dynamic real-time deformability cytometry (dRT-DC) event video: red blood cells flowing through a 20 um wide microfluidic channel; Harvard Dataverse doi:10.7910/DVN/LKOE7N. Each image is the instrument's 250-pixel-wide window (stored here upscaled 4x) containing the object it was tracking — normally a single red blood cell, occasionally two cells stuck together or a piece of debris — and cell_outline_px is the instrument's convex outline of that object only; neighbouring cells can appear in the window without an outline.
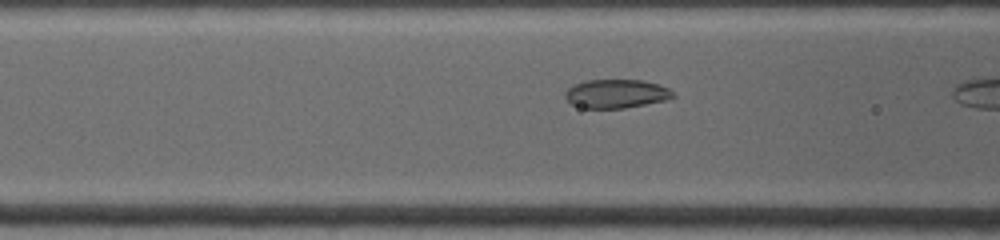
{"species": "common noctule bat (a hibernating species)", "species_latin": "Nyctalus noctula", "temperature_condition": "warm", "stored_images_in_passage": 7, "camera_frame_rate_fps": 4500, "um_per_image_px": 0.085, "animal": {"sex": "female", "body_mass_g": 19.0, "forearm_length_mm": 53.3}, "frame": {"image": 1, "passage_image": 6, "time_ms": 1.111, "image_size_px": [1000, 240], "cell_outline_px": [[676, 96], [664, 100], [624, 108], [580, 108], [572, 104], [564, 96], [564, 92], [572, 84], [584, 80], [644, 80], [660, 84], [668, 88]], "centroid_in_image_um": [52.34, 7.95], "position_along_channel_um": 114.3, "area_um2": 18.15}}